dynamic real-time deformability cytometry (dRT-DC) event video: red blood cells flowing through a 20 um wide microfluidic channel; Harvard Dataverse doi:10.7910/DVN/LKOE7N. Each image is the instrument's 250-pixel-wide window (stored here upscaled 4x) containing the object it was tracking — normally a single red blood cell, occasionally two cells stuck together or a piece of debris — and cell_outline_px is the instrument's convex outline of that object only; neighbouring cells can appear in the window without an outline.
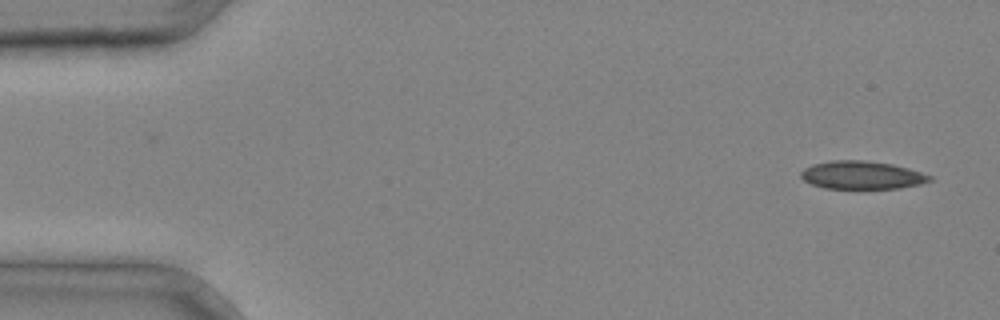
{"species": "common noctule bat (a hibernating species)", "species_latin": "Nyctalus noctula", "temperature_condition": "cold", "stored_images_in_passage": 5, "camera_frame_rate_fps": 3000, "um_per_image_px": 0.085, "animal": {"sex": "male", "body_mass_g": 20.4}, "frame": {"image": 1, "passage_image": 1, "time_ms": 0.0, "image_size_px": [1000, 320], "cell_outline_px": [[932, 180], [920, 184], [900, 188], [824, 188], [812, 184], [804, 180], [800, 176], [800, 172], [804, 168], [812, 164], [828, 160], [864, 160], [892, 164], [908, 168], [932, 176]], "centroid_in_image_um": [73.23, 14.87], "position_along_channel_um": 11.8, "area_um2": 21.04}}
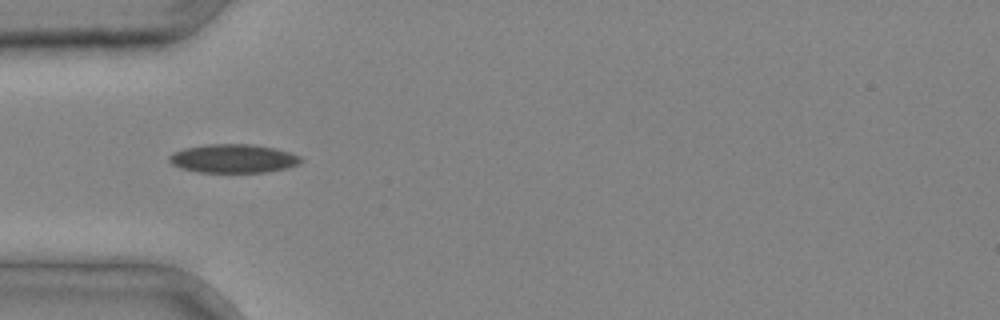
{"frame": {"image": 2, "passage_image": 4, "time_ms": 1.0, "image_size_px": [1000, 320], "cell_outline_px": [[304, 160], [300, 164], [288, 168], [268, 172], [196, 172], [172, 164], [168, 160], [168, 156], [172, 152], [184, 148], [204, 144], [252, 144], [276, 148], [300, 156]], "centroid_in_image_um": [19.85, 13.47], "position_along_channel_um": 65.1, "area_um2": 22.2}}